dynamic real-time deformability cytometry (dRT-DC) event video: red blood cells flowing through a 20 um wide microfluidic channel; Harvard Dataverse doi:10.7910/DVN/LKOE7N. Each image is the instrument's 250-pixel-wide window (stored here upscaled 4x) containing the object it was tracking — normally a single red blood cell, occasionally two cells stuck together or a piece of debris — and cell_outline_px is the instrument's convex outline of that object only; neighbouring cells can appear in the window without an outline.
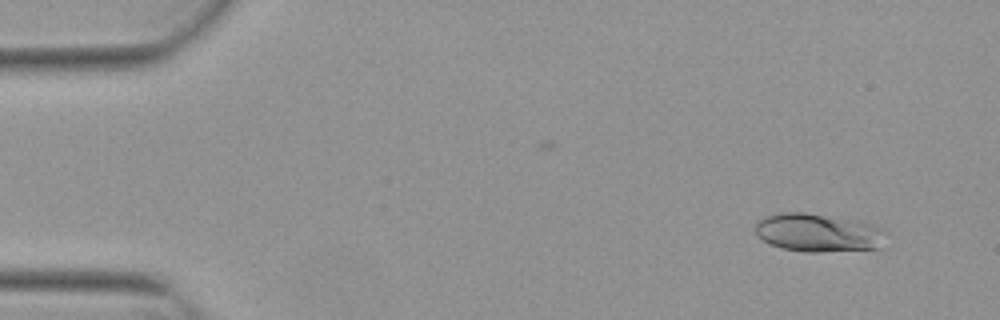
{"species": "Egyptian fruit bat (a non-hibernating species)", "species_latin": "Rousettus aegyptiacus", "temperature_condition": "warm", "stored_images_in_passage": 18, "camera_frame_rate_fps": 3000, "um_per_image_px": 0.085, "animal": {"sex": "female"}, "frame": {"image": 1, "passage_image": 3, "time_ms": 0.667, "image_size_px": [1000, 320], "cell_outline_px": [[888, 232], [880, 248], [816, 252], [804, 252], [780, 248], [768, 244], [756, 236], [756, 220], [780, 212], [804, 212], [860, 220], [872, 224]], "centroid_in_image_um": [69.54, 19.77], "position_along_channel_um": 15.5, "area_um2": 29.59}}
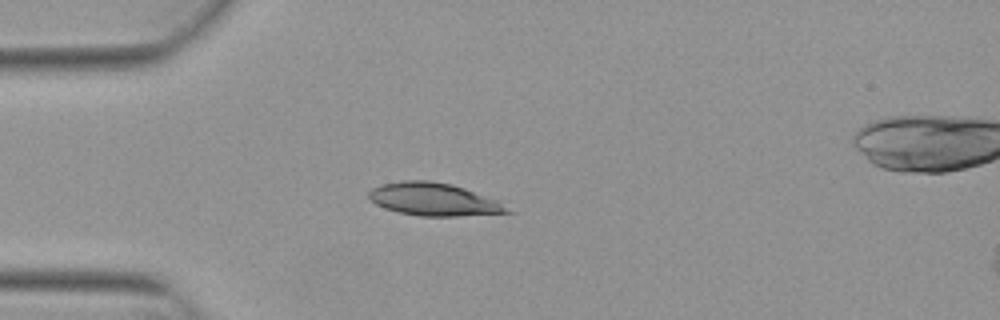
{"frame": {"image": 2, "passage_image": 13, "time_ms": 4.0, "image_size_px": [1000, 320], "cell_outline_px": [[516, 212], [456, 216], [420, 216], [396, 212], [384, 208], [376, 204], [368, 196], [368, 192], [372, 188], [384, 184], [404, 180], [428, 180], [452, 184], [500, 200]], "centroid_in_image_um": [36.93, 16.95], "position_along_channel_um": 48.1, "area_um2": 26.65}}
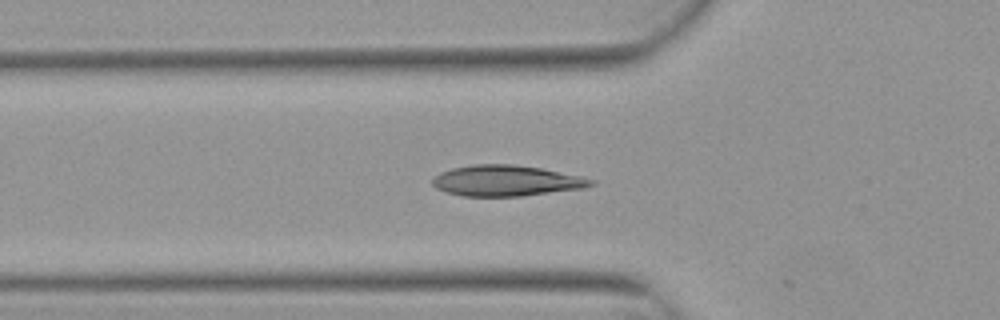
{"frame": {"image": 3, "passage_image": 17, "time_ms": 5.333, "image_size_px": [1000, 320], "cell_outline_px": [[596, 184], [584, 188], [520, 196], [464, 196], [448, 192], [436, 188], [432, 184], [432, 180], [440, 172], [452, 168], [472, 164], [512, 164], [540, 168], [580, 176], [596, 180]], "centroid_in_image_um": [43.04, 15.35], "position_along_channel_um": 82.8, "area_um2": 28.32}}